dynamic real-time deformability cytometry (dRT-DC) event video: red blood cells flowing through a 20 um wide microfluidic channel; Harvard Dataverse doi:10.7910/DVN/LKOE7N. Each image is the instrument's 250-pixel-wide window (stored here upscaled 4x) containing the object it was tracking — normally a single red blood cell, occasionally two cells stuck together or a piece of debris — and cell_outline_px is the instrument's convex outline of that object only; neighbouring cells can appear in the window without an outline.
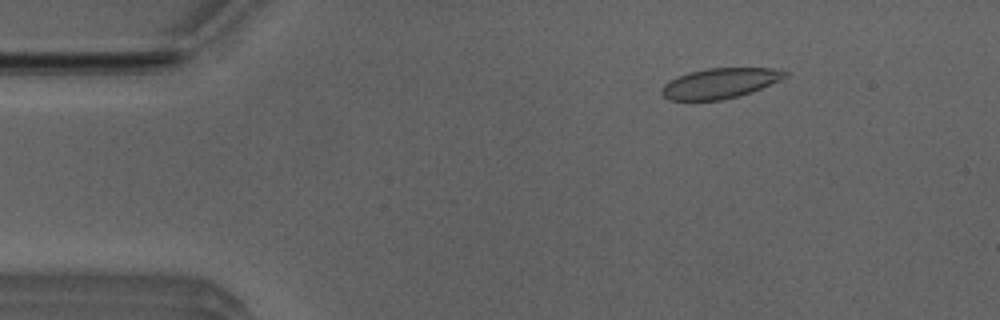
{"species": "Egyptian fruit bat (a non-hibernating species)", "species_latin": "Rousettus aegyptiacus", "temperature_condition": "room temperature", "stored_images_in_passage": 51, "camera_frame_rate_fps": 3000, "um_per_image_px": 0.085, "animal": {"sex": "male"}, "frame": {"image": 1, "passage_image": 7, "time_ms": 2.0, "image_size_px": [1000, 320], "cell_outline_px": [[788, 76], [780, 80], [752, 92], [740, 96], [720, 100], [668, 100], [660, 92], [660, 88], [668, 80], [676, 76], [688, 72], [708, 68], [772, 68], [788, 72]], "centroid_in_image_um": [61.16, 7.08], "position_along_channel_um": 23.8, "area_um2": 21.91}}
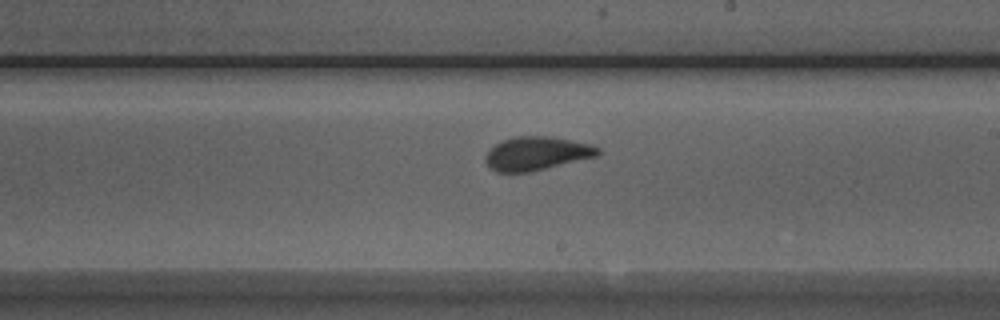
{"frame": {"image": 2, "passage_image": 29, "time_ms": 9.333, "image_size_px": [1000, 320], "cell_outline_px": [[600, 152], [596, 156], [528, 172], [496, 172], [484, 160], [484, 156], [500, 140], [516, 136], [552, 136], [592, 144], [600, 148]], "centroid_in_image_um": [45.61, 13.02], "position_along_channel_um": 243.4, "area_um2": 21.85}}
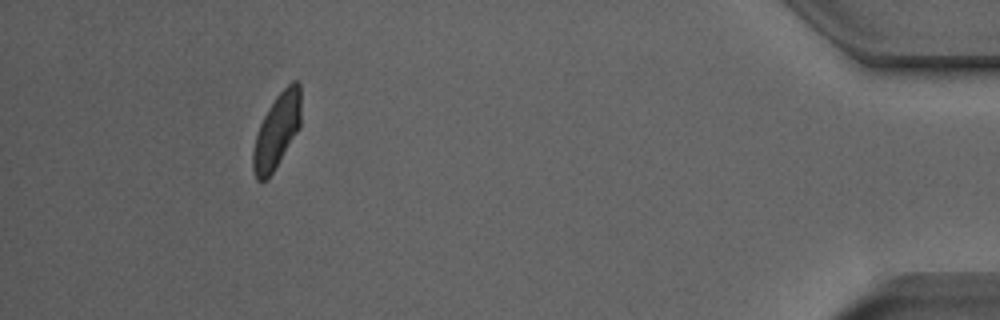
{"frame": {"image": 3, "passage_image": 47, "time_ms": 15.333, "image_size_px": [1000, 320], "cell_outline_px": [[300, 128], [272, 172], [264, 180], [256, 180], [252, 168], [252, 152], [256, 136], [260, 124], [268, 108], [276, 96], [292, 80], [296, 80], [300, 84]], "centroid_in_image_um": [23.53, 11.1], "position_along_channel_um": 411.7, "area_um2": 20.58}, "authors_computed_cell_mechanics": {"area_um2": 21.9062, "velocity_mm_per_s": 3.9299, "shape_relaxation_time_tau1_ms": 4.5307, "shape_relaxation_time_tau2_ms": 0.9897, "deformation_change_tau1": 0.1499, "deformation_change_tau2": 0.0451}}